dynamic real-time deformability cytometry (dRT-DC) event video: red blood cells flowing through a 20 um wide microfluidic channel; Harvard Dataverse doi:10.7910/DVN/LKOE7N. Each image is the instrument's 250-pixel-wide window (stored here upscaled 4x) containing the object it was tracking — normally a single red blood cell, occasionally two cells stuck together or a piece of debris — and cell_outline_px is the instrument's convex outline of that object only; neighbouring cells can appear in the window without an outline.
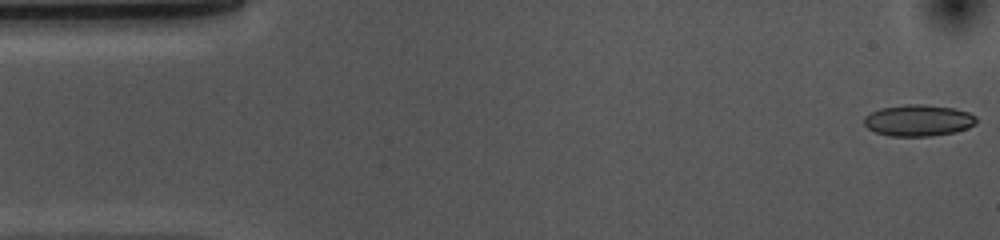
{"species": "common noctule bat (a hibernating species)", "species_latin": "Nyctalus noctula", "temperature_condition": "cold", "stored_images_in_passage": 53, "camera_frame_rate_fps": 3000, "um_per_image_px": 0.085, "animal": {"sex": "female", "body_mass_g": 10.0, "forearm_length_mm": 53.1}, "frame": {"image": 1, "passage_image": 1, "time_ms": 0.0, "image_size_px": [1000, 240], "cell_outline_px": [[976, 124], [968, 128], [952, 132], [932, 136], [888, 136], [876, 132], [868, 128], [864, 124], [864, 116], [880, 108], [904, 104], [920, 104], [952, 108], [968, 112], [976, 116]], "centroid_in_image_um": [78.04, 10.23], "position_along_channel_um": 7.0, "area_um2": 20.52}}
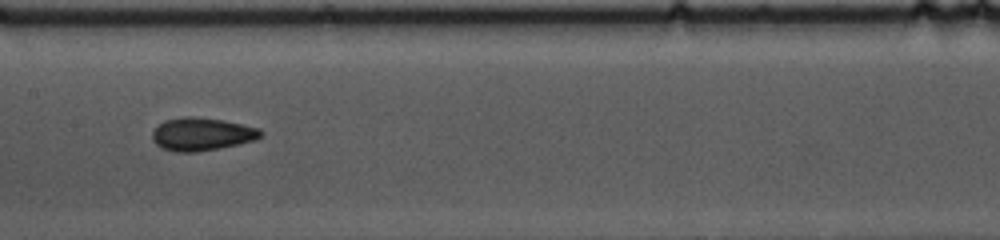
{"frame": {"image": 2, "passage_image": 25, "time_ms": 8.0, "image_size_px": [1000, 240], "cell_outline_px": [[264, 132], [256, 140], [196, 152], [176, 152], [160, 148], [152, 140], [152, 132], [164, 120], [184, 116], [192, 116], [224, 120], [260, 128]], "centroid_in_image_um": [17.14, 11.39], "position_along_channel_um": 190.3, "area_um2": 20.81}}
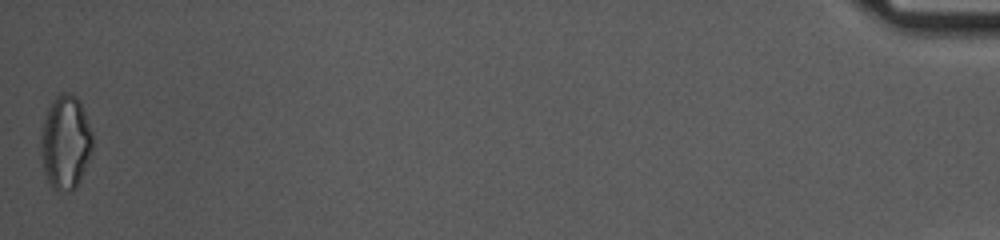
{"frame": {"image": 3, "passage_image": 53, "time_ms": 17.333, "image_size_px": [1000, 240], "cell_outline_px": [[92, 152], [80, 180], [76, 188], [72, 192], [56, 192], [52, 188], [44, 172], [40, 152], [40, 140], [44, 120], [48, 108], [52, 100], [60, 92], [72, 92], [80, 100], [92, 132]], "centroid_in_image_um": [5.56, 12.11], "position_along_channel_um": 429.6, "area_um2": 28.78}, "authors_computed_cell_mechanics": {"area_um2": 20.0566, "velocity_mm_per_s": 3.6745, "shape_relaxation_time_tau1_ms": 7.5008, "shape_relaxation_time_tau2_ms": 2.1928, "deformation_change_tau1": 0.1225, "deformation_change_tau2": 0.091}}